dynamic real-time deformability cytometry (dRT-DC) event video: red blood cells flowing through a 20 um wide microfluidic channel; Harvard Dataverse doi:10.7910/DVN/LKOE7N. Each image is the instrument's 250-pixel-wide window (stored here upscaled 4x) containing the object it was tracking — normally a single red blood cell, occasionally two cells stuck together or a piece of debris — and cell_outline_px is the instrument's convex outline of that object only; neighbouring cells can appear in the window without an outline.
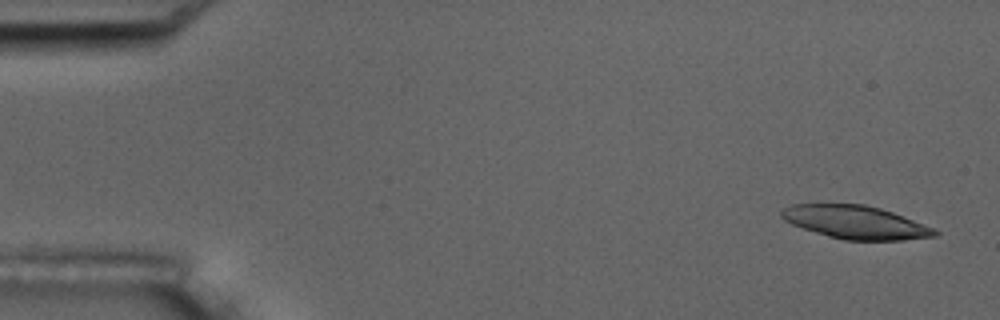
{"species": "common noctule bat (a hibernating species)", "species_latin": "Nyctalus noctula", "temperature_condition": "room temperature", "stored_images_in_passage": 5, "camera_frame_rate_fps": 3000, "um_per_image_px": 0.085, "animal": {"sex": "male", "body_mass_g": 17.5, "forearm_length_mm": 52.3}, "frame": {"image": 1, "passage_image": 1, "time_ms": 0.0, "image_size_px": [1000, 320], "cell_outline_px": [[940, 232], [936, 236], [904, 240], [844, 240], [828, 236], [792, 224], [784, 220], [780, 216], [780, 208], [792, 204], [864, 204], [880, 208], [892, 212], [932, 228]], "centroid_in_image_um": [72.67, 18.88], "position_along_channel_um": 12.3, "area_um2": 29.42}}